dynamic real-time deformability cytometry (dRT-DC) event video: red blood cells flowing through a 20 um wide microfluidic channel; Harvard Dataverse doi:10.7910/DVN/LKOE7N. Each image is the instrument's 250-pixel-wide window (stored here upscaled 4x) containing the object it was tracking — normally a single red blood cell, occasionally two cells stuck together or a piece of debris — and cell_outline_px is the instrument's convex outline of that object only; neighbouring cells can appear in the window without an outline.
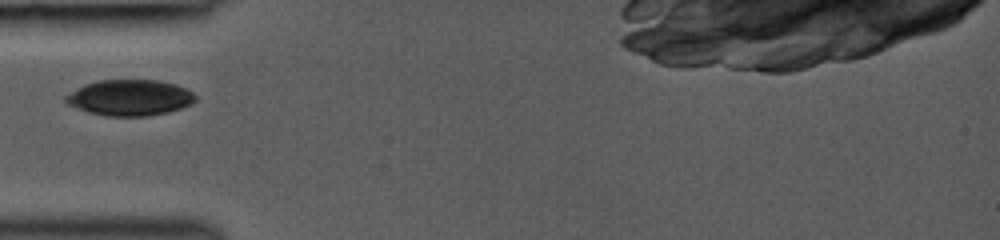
{"species": "common noctule bat (a hibernating species)", "species_latin": "Nyctalus noctula", "temperature_condition": "room temperature", "stored_images_in_passage": 4, "camera_frame_rate_fps": 3000, "um_per_image_px": 0.085, "animal": {"sex": "female", "body_mass_g": 19.0, "forearm_length_mm": 53.3}, "frame": {"image": 1, "passage_image": 1, "time_ms": 0.0, "image_size_px": [1000, 240], "cell_outline_px": [[196, 100], [192, 104], [168, 112], [148, 116], [108, 116], [88, 112], [68, 104], [64, 100], [64, 96], [84, 84], [96, 80], [156, 80], [176, 84], [192, 92], [196, 96]], "centroid_in_image_um": [11.03, 8.3], "position_along_channel_um": 74.0, "area_um2": 27.17}}
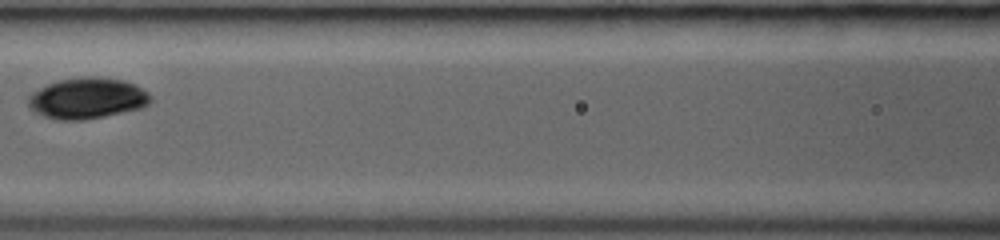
{"frame": {"image": 2, "passage_image": 3, "time_ms": 2.0, "image_size_px": [1000, 240], "cell_outline_px": [[152, 100], [148, 104], [140, 108], [104, 116], [84, 120], [56, 120], [44, 116], [36, 112], [28, 104], [28, 96], [32, 92], [48, 84], [60, 80], [80, 76], [96, 76], [124, 80], [136, 84], [148, 92], [152, 96]], "centroid_in_image_um": [7.43, 8.34], "position_along_channel_um": 159.2, "area_um2": 29.3}}
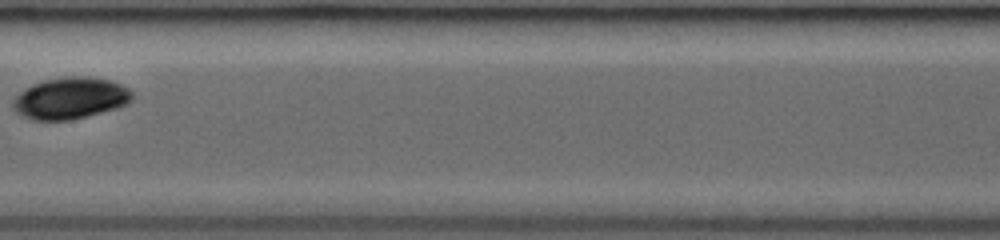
{"frame": {"image": 3, "passage_image": 4, "time_ms": 3.0, "image_size_px": [1000, 240], "cell_outline_px": [[132, 100], [116, 108], [68, 120], [32, 120], [16, 112], [12, 108], [12, 100], [24, 88], [32, 84], [44, 80], [64, 76], [88, 76], [112, 80], [128, 88], [132, 92]], "centroid_in_image_um": [5.94, 8.32], "position_along_channel_um": 201.5, "area_um2": 28.84}}